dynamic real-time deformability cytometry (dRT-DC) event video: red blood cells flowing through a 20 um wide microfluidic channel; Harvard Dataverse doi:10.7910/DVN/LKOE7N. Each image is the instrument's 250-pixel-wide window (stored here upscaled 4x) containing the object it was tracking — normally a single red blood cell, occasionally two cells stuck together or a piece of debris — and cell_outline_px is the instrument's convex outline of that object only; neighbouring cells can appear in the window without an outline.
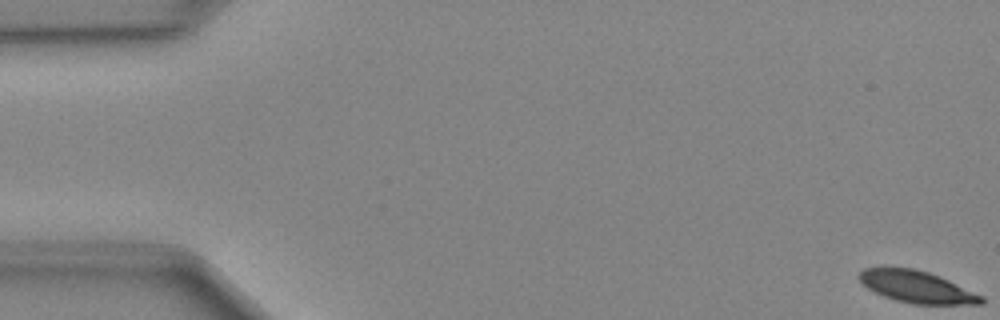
{"species": "Egyptian fruit bat (a non-hibernating species)", "species_latin": "Rousettus aegyptiacus", "temperature_condition": "cold", "stored_images_in_passage": 50, "camera_frame_rate_fps": 3000, "um_per_image_px": 0.085, "animal": {"sex": "female"}, "frame": {"image": 1, "passage_image": 1, "time_ms": 0.0, "image_size_px": [1000, 320], "cell_outline_px": [[984, 304], [912, 304], [896, 300], [884, 296], [868, 288], [856, 276], [864, 268], [884, 264], [912, 268], [928, 272], [940, 276], [984, 296]], "centroid_in_image_um": [77.88, 24.34], "position_along_channel_um": 7.1, "area_um2": 23.24}}
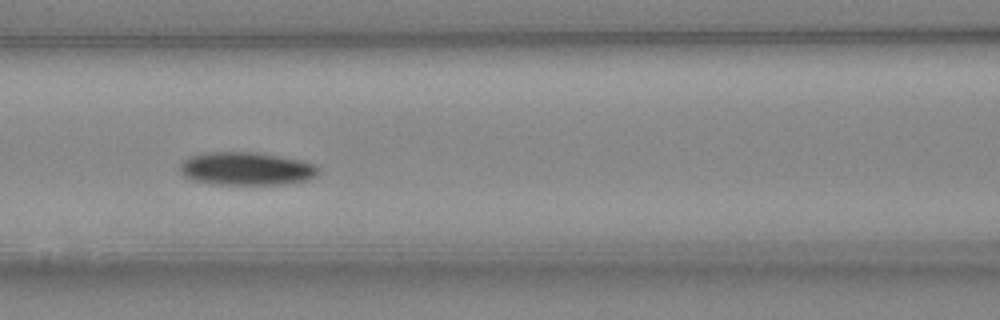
{"frame": {"image": 2, "passage_image": 22, "time_ms": 7.0, "image_size_px": [1000, 320], "cell_outline_px": [[320, 172], [316, 176], [308, 180], [284, 184], [216, 184], [192, 180], [184, 176], [180, 172], [180, 164], [188, 156], [208, 152], [256, 152], [304, 160], [316, 164], [320, 168]], "centroid_in_image_um": [20.98, 14.33], "position_along_channel_um": 145.6, "area_um2": 26.99}}
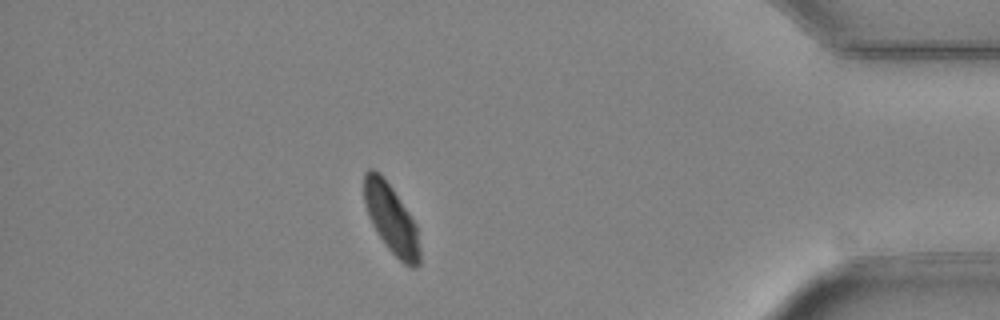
{"frame": {"image": 3, "passage_image": 44, "time_ms": 14.333, "image_size_px": [1000, 320], "cell_outline_px": [[420, 264], [416, 268], [412, 268], [404, 264], [388, 248], [372, 224], [368, 216], [364, 204], [364, 172], [368, 168], [372, 168], [380, 172], [392, 188], [416, 224], [420, 248]], "centroid_in_image_um": [33.25, 18.59], "position_along_channel_um": 402.0, "area_um2": 22.37}}